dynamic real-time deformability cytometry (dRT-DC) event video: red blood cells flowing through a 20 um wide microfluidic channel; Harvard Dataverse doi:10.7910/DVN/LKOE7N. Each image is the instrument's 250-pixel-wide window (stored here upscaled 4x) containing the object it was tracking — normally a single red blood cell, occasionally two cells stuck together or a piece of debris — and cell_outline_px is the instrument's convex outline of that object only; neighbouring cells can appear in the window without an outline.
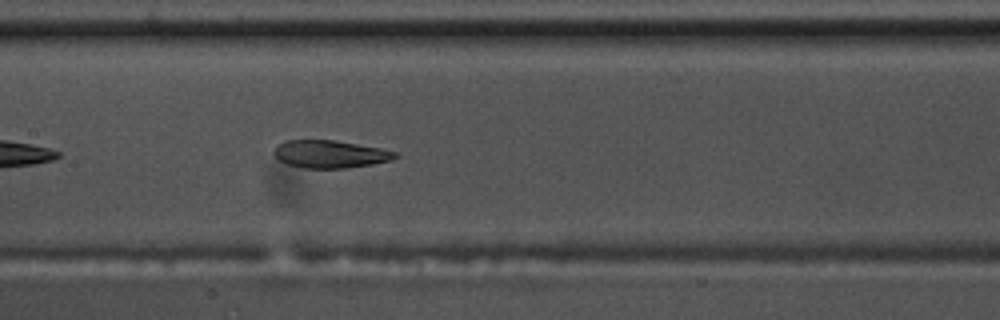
{"species": "common noctule bat (a hibernating species)", "species_latin": "Nyctalus noctula", "temperature_condition": "warm", "stored_images_in_passage": 26, "camera_frame_rate_fps": 3000, "um_per_image_px": 0.085, "animal": {"sex": "male", "body_mass_g": 17.5, "forearm_length_mm": 52.3}, "frame": {"image": 1, "passage_image": 12, "time_ms": 3.667, "image_size_px": [1000, 320], "cell_outline_px": [[400, 156], [392, 160], [372, 164], [348, 168], [300, 168], [288, 164], [280, 160], [272, 152], [284, 140], [332, 140], [380, 148], [400, 152]], "centroid_in_image_um": [28.11, 13.11], "position_along_channel_um": 179.3, "area_um2": 19.54}}